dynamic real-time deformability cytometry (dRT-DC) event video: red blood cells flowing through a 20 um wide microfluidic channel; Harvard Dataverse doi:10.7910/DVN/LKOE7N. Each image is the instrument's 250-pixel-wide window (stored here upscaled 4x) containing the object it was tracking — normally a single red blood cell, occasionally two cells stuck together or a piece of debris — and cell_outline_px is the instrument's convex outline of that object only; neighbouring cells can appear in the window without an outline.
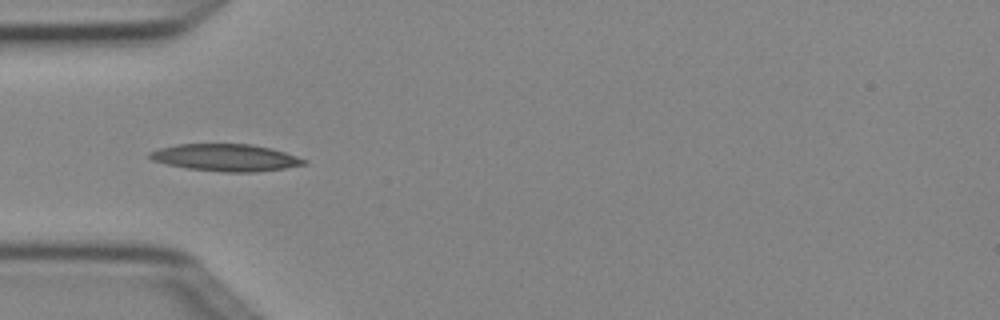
{"species": "Egyptian fruit bat (a non-hibernating species)", "species_latin": "Rousettus aegyptiacus", "temperature_condition": "cold", "stored_images_in_passage": 6, "camera_frame_rate_fps": 3000, "um_per_image_px": 0.085, "animal": {"sex": "female"}, "frame": {"image": 1, "passage_image": 4, "time_ms": 1.0, "image_size_px": [1000, 320], "cell_outline_px": [[308, 164], [284, 168], [256, 172], [224, 172], [188, 168], [168, 164], [152, 160], [148, 156], [148, 152], [160, 148], [176, 144], [252, 144], [272, 148], [308, 160]], "centroid_in_image_um": [19.21, 13.39], "position_along_channel_um": 65.8, "area_um2": 24.33}}
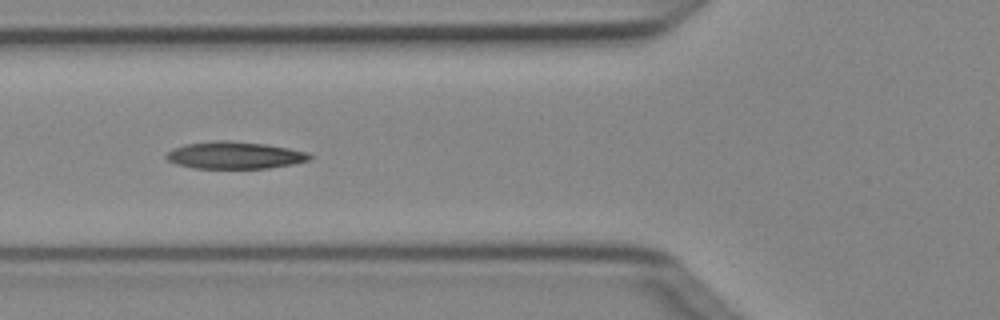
{"frame": {"image": 2, "passage_image": 5, "time_ms": 1.333, "image_size_px": [1000, 320], "cell_outline_px": [[312, 156], [308, 160], [292, 164], [268, 168], [196, 168], [176, 164], [168, 160], [164, 156], [172, 148], [184, 144], [216, 140], [228, 140], [264, 144], [288, 148], [308, 152]], "centroid_in_image_um": [19.91, 13.19], "position_along_channel_um": 105.9, "area_um2": 22.6}}
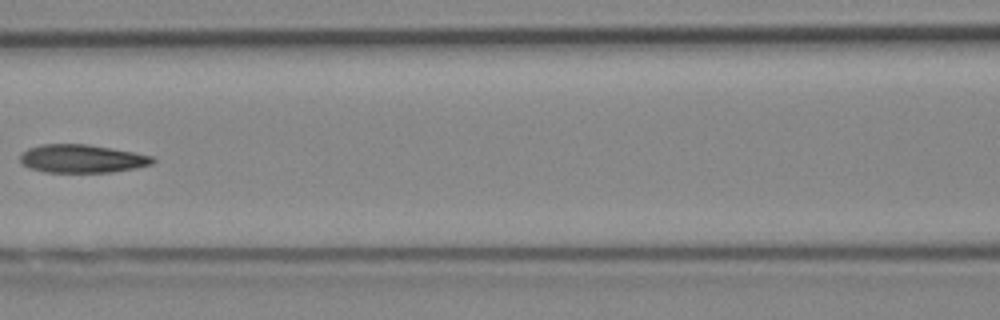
{"frame": {"image": 3, "passage_image": 6, "time_ms": 1.667, "image_size_px": [1000, 320], "cell_outline_px": [[156, 160], [152, 164], [136, 168], [112, 172], [44, 172], [28, 168], [20, 164], [20, 152], [28, 148], [40, 144], [88, 144], [136, 152], [152, 156]], "centroid_in_image_um": [6.94, 13.48], "position_along_channel_um": 159.7, "area_um2": 22.14}}